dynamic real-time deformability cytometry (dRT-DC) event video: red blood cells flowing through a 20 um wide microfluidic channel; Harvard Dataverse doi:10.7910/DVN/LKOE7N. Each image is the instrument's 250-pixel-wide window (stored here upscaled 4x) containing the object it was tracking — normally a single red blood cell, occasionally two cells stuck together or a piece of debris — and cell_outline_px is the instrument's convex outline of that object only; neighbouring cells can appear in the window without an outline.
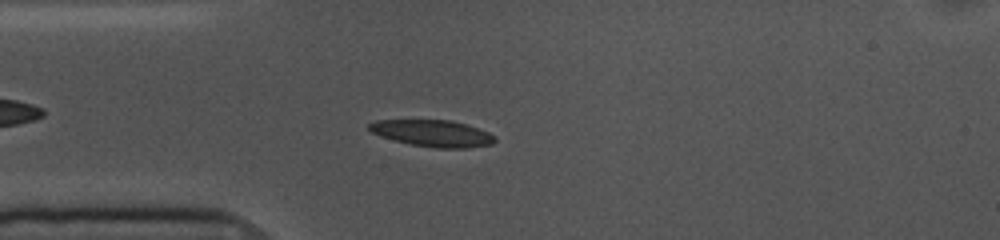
{"species": "common noctule bat (a hibernating species)", "species_latin": "Nyctalus noctula", "temperature_condition": "cold", "stored_images_in_passage": 46, "camera_frame_rate_fps": 3000, "um_per_image_px": 0.085, "animal": {"sex": "female", "body_mass_g": 10.0, "forearm_length_mm": 53.1}, "frame": {"image": 1, "passage_image": 12, "time_ms": 3.667, "image_size_px": [1000, 240], "cell_outline_px": [[496, 140], [492, 144], [468, 148], [436, 148], [412, 144], [380, 136], [372, 132], [368, 128], [368, 124], [376, 120], [452, 120], [488, 132], [496, 136]], "centroid_in_image_um": [36.78, 11.33], "position_along_channel_um": 48.2, "area_um2": 19.36}}
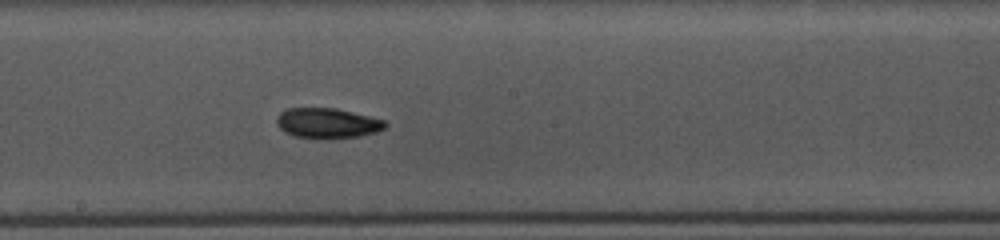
{"frame": {"image": 2, "passage_image": 27, "time_ms": 8.667, "image_size_px": [1000, 240], "cell_outline_px": [[388, 124], [384, 128], [376, 132], [360, 136], [324, 140], [320, 140], [296, 136], [284, 132], [280, 128], [276, 120], [276, 116], [280, 112], [288, 108], [336, 108], [384, 120]], "centroid_in_image_um": [27.81, 10.48], "position_along_channel_um": 220.4, "area_um2": 19.31}}
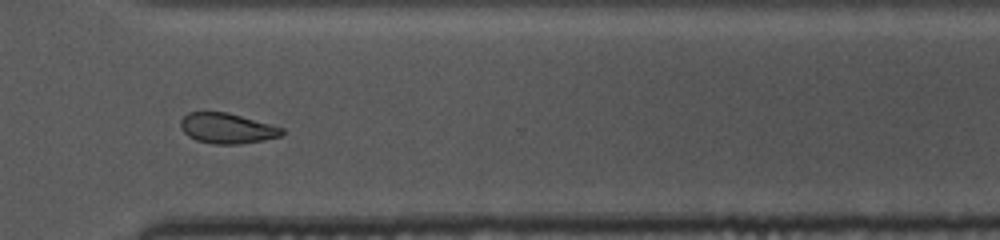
{"frame": {"image": 3, "passage_image": 38, "time_ms": 12.333, "image_size_px": [1000, 240], "cell_outline_px": [[284, 136], [264, 140], [240, 144], [216, 144], [196, 140], [188, 136], [180, 128], [180, 120], [188, 112], [228, 112], [284, 128]], "centroid_in_image_um": [19.31, 10.91], "position_along_channel_um": 351.3, "area_um2": 18.03}, "authors_computed_cell_mechanics": {"area_um2": 19.0451, "velocity_mm_per_s": 3.5762, "shape_relaxation_time_tau1_ms": null, "shape_relaxation_time_tau2_ms": 7.9652, "deformation_change_tau1": null, "deformation_change_tau2": 0.1293}}